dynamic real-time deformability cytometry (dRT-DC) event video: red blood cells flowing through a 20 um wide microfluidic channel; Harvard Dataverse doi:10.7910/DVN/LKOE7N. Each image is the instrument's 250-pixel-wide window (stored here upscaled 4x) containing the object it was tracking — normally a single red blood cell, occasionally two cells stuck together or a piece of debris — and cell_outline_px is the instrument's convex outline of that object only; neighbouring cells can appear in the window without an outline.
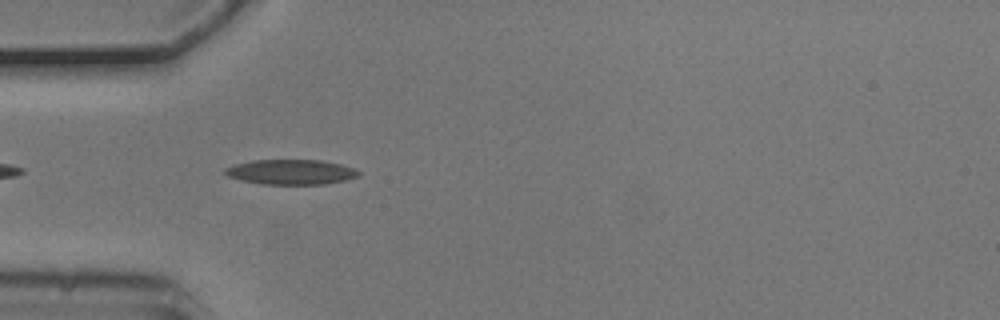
{"species": "common noctule bat (a hibernating species)", "species_latin": "Nyctalus noctula", "temperature_condition": "cold", "stored_images_in_passage": 3, "camera_frame_rate_fps": 3000, "um_per_image_px": 0.085, "animal": {"sex": "male", "body_mass_g": 20.5, "forearm_length_mm": 52.5}, "frame": {"image": 1, "passage_image": 2, "time_ms": 0.333, "image_size_px": [1000, 320], "cell_outline_px": [[360, 176], [344, 180], [324, 184], [260, 184], [228, 176], [224, 172], [224, 168], [236, 164], [252, 160], [320, 160], [340, 164], [356, 168], [360, 172]], "centroid_in_image_um": [24.76, 14.61], "position_along_channel_um": 60.2, "area_um2": 19.36}}
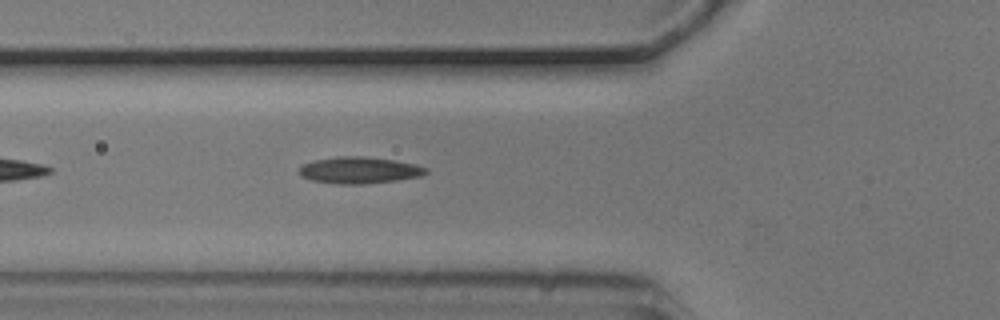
{"frame": {"image": 2, "passage_image": 3, "time_ms": 0.667, "image_size_px": [1000, 320], "cell_outline_px": [[428, 172], [420, 176], [396, 180], [364, 184], [336, 184], [312, 180], [300, 176], [300, 168], [304, 164], [312, 160], [340, 156], [364, 156], [396, 160], [416, 164], [428, 168]], "centroid_in_image_um": [30.56, 14.46], "position_along_channel_um": 95.2, "area_um2": 19.71}}